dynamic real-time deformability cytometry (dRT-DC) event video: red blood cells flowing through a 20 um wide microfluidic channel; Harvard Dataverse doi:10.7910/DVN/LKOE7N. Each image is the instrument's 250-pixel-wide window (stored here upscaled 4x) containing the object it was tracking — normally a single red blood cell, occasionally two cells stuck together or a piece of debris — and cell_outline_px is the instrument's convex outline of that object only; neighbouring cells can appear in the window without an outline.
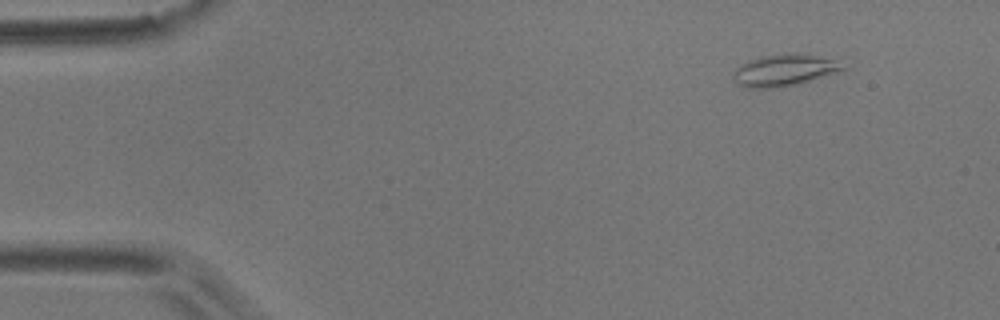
{"species": "common noctule bat (a hibernating species)", "species_latin": "Nyctalus noctula", "temperature_condition": "room temperature", "stored_images_in_passage": 5, "camera_frame_rate_fps": 3000, "um_per_image_px": 0.085, "animal": {"sex": "male", "body_mass_g": 17.9}, "frame": {"image": 1, "passage_image": 1, "time_ms": 0.0, "image_size_px": [1000, 320], "cell_outline_px": [[848, 68], [836, 72], [808, 80], [792, 84], [772, 88], [748, 88], [736, 84], [732, 80], [732, 72], [740, 64], [748, 60], [764, 56], [792, 52], [836, 60]], "centroid_in_image_um": [66.56, 5.96], "position_along_channel_um": 18.4, "area_um2": 19.94}}